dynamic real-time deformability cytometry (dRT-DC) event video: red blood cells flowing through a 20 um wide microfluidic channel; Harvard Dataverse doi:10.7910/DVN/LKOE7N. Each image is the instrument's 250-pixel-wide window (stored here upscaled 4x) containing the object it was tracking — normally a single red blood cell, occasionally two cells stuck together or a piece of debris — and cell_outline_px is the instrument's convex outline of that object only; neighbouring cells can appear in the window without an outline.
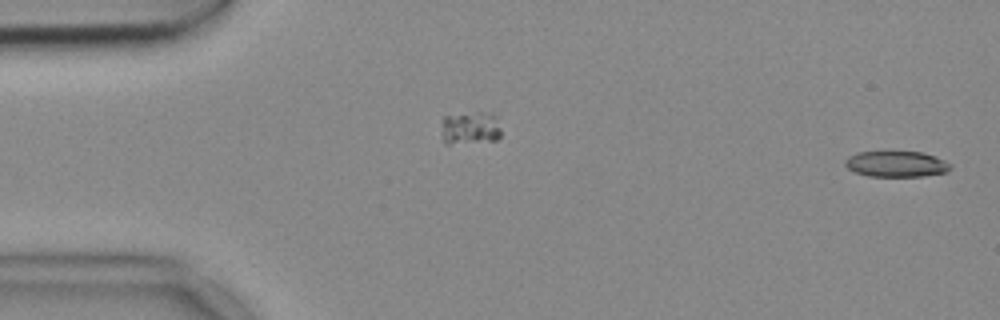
{"species": "common noctule bat (a hibernating species)", "species_latin": "Nyctalus noctula", "temperature_condition": "cold", "stored_images_in_passage": 9, "camera_frame_rate_fps": 3000, "um_per_image_px": 0.085, "animal": {"sex": "female", "body_mass_g": 18.4}, "frame": {"image": 1, "passage_image": 1, "time_ms": 0.0, "image_size_px": [1000, 320], "cell_outline_px": [[952, 168], [948, 172], [924, 176], [868, 176], [856, 172], [848, 168], [844, 164], [844, 160], [848, 156], [856, 152], [924, 152], [936, 156], [952, 164]], "centroid_in_image_um": [76.22, 13.94], "position_along_channel_um": 8.8, "area_um2": 16.01}}